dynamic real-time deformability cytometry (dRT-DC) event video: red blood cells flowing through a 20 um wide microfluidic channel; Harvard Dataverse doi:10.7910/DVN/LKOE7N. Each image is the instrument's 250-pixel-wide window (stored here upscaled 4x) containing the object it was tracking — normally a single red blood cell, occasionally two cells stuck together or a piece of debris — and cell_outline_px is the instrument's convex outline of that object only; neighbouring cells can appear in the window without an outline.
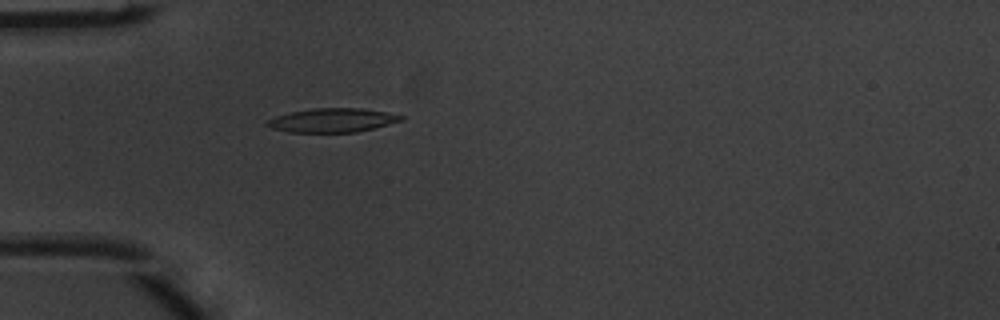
{"species": "common noctule bat (a hibernating species)", "species_latin": "Nyctalus noctula", "temperature_condition": "warm", "stored_images_in_passage": 4, "camera_frame_rate_fps": 3000, "um_per_image_px": 0.085, "animal": {"sex": "male", "body_mass_g": 20.1, "forearm_length_mm": 53.5}, "frame": {"image": 1, "passage_image": 4, "time_ms": 1.0, "image_size_px": [1000, 320], "cell_outline_px": [[404, 120], [356, 132], [288, 132], [272, 128], [264, 124], [264, 120], [276, 116], [292, 112], [312, 108], [360, 108], [384, 112], [404, 116]], "centroid_in_image_um": [28.2, 10.22], "position_along_channel_um": 56.8, "area_um2": 18.55}}